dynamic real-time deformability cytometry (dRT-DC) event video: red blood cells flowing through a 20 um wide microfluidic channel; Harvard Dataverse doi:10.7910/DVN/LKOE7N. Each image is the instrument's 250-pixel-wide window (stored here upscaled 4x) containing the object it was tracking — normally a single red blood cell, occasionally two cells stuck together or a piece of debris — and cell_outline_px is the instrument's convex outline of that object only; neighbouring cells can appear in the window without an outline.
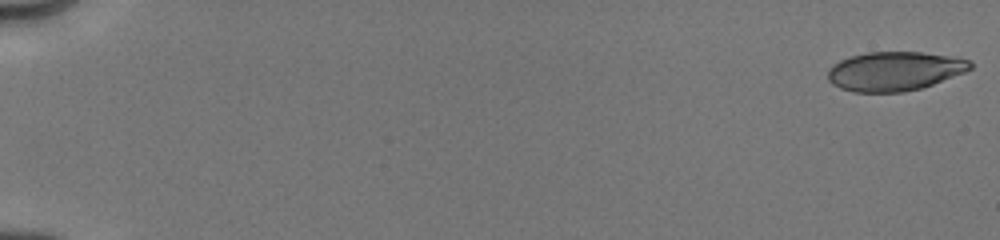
{"species": "human", "species_latin": "Homo sapiens", "temperature_condition": "cold", "stored_images_in_passage": 11, "camera_frame_rate_fps": 3000, "um_per_image_px": 0.085, "donor": {"sex": "male"}, "frame": {"image": 1, "passage_image": 1, "time_ms": 0.0, "image_size_px": [1000, 240], "cell_outline_px": [[972, 68], [964, 72], [932, 84], [920, 88], [904, 92], [852, 92], [840, 88], [832, 84], [828, 80], [828, 68], [832, 64], [840, 60], [852, 56], [868, 52], [920, 52], [948, 56], [972, 60]], "centroid_in_image_um": [76.0, 6.05], "position_along_channel_um": 9.0, "area_um2": 32.37}}
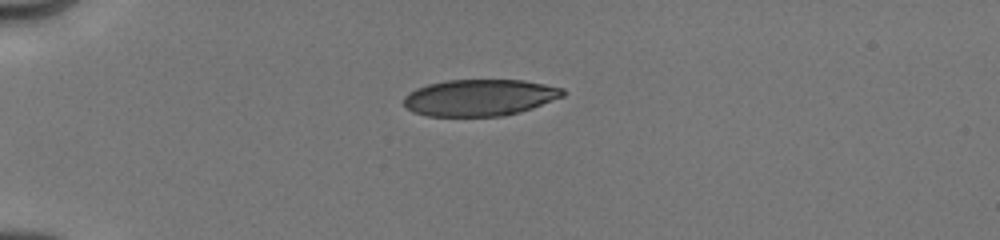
{"frame": {"image": 2, "passage_image": 7, "time_ms": 4.667, "image_size_px": [1000, 240], "cell_outline_px": [[564, 96], [532, 108], [520, 112], [504, 116], [428, 116], [412, 112], [404, 104], [404, 96], [408, 92], [416, 88], [428, 84], [448, 80], [524, 80], [564, 88]], "centroid_in_image_um": [40.77, 8.3], "position_along_channel_um": 44.2, "area_um2": 33.99}}
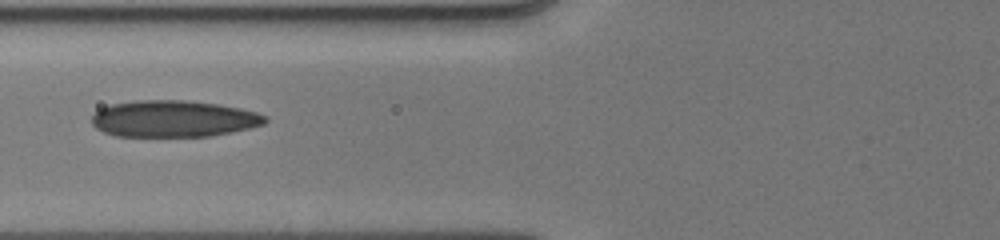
{"frame": {"image": 3, "passage_image": 10, "time_ms": 7.333, "image_size_px": [1000, 240], "cell_outline_px": [[268, 120], [264, 124], [248, 128], [208, 136], [116, 136], [104, 132], [96, 128], [92, 124], [92, 116], [100, 108], [112, 104], [136, 100], [184, 100], [216, 104], [240, 108], [256, 112], [268, 116]], "centroid_in_image_um": [14.73, 10.09], "position_along_channel_um": 111.1, "area_um2": 36.82}}